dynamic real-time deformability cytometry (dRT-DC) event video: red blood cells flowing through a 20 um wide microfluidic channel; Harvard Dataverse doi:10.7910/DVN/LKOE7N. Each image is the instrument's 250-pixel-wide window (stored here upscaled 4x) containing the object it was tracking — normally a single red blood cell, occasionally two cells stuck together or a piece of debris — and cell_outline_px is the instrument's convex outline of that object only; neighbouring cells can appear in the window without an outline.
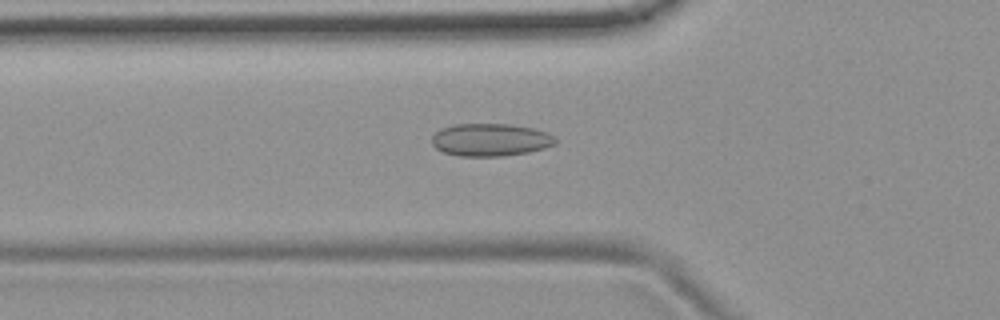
{"species": "common noctule bat (a hibernating species)", "species_latin": "Nyctalus noctula", "temperature_condition": "room temperature", "stored_images_in_passage": 53, "camera_frame_rate_fps": 3000, "um_per_image_px": 0.085, "animal": {"sex": "female", "body_mass_g": 19.9}, "frame": {"image": 1, "passage_image": 18, "time_ms": 5.667, "image_size_px": [1000, 320], "cell_outline_px": [[556, 144], [544, 148], [528, 152], [504, 156], [460, 156], [444, 152], [436, 148], [432, 144], [432, 136], [440, 128], [452, 124], [512, 124], [532, 128], [548, 132], [556, 136]], "centroid_in_image_um": [41.7, 11.87], "position_along_channel_um": 84.1, "area_um2": 23.7}}
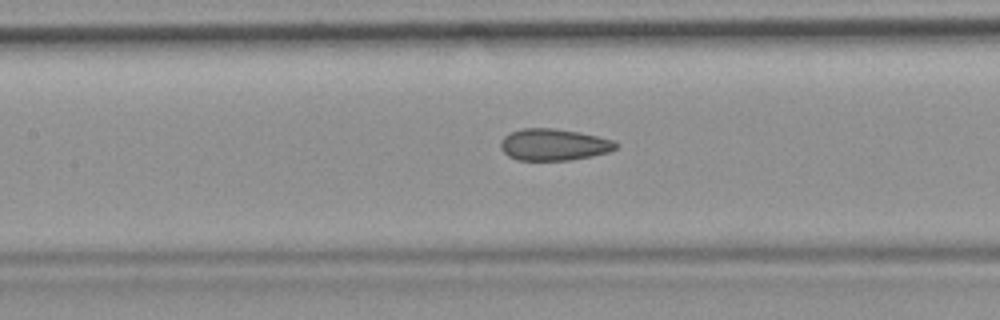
{"frame": {"image": 2, "passage_image": 24, "time_ms": 7.667, "image_size_px": [1000, 320], "cell_outline_px": [[620, 144], [616, 148], [608, 152], [592, 156], [572, 160], [516, 160], [508, 156], [500, 148], [500, 140], [504, 136], [520, 128], [552, 128], [580, 132], [612, 140]], "centroid_in_image_um": [47.05, 12.3], "position_along_channel_um": 160.4, "area_um2": 21.39}}
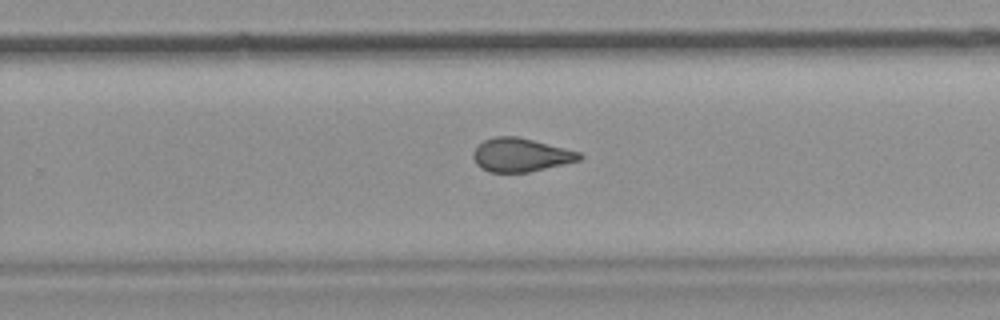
{"frame": {"image": 3, "passage_image": 34, "time_ms": 11.0, "image_size_px": [1000, 320], "cell_outline_px": [[584, 156], [580, 160], [564, 164], [528, 172], [488, 172], [480, 168], [476, 164], [472, 156], [472, 152], [476, 144], [492, 136], [516, 136], [580, 152]], "centroid_in_image_um": [44.2, 13.17], "position_along_channel_um": 285.6, "area_um2": 20.87}, "authors_computed_cell_mechanics": {"area_um2": 21.7906, "velocity_mm_per_s": 3.7773, "shape_relaxation_time_tau1_ms": null, "shape_relaxation_time_tau2_ms": 1.5444, "deformation_change_tau1": null, "deformation_change_tau2": 0.0603}}